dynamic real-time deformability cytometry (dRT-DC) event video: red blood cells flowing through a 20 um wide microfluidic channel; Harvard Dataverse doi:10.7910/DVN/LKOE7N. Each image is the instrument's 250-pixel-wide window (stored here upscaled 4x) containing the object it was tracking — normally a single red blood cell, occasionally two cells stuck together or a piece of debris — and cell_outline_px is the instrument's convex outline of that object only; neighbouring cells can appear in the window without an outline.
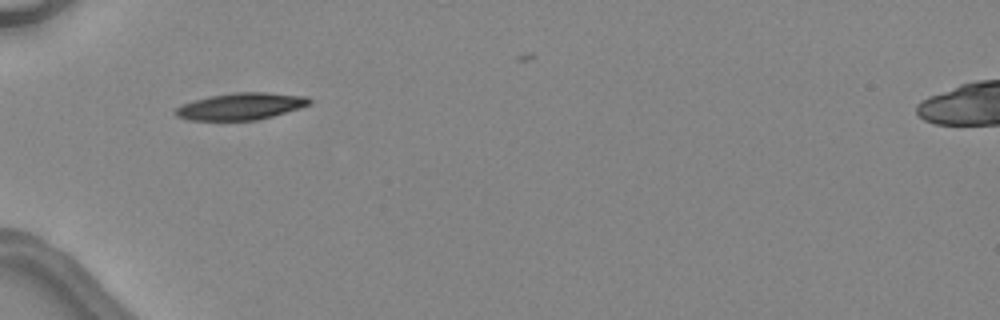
{"species": "common noctule bat (a hibernating species)", "species_latin": "Nyctalus noctula", "temperature_condition": "warm", "stored_images_in_passage": 2, "camera_frame_rate_fps": 3000, "um_per_image_px": 0.085, "animal": {"sex": "female", "body_mass_g": 24.6, "forearm_length_mm": 56.2}, "frame": {"image": 1, "passage_image": 1, "time_ms": 0.0, "image_size_px": [1000, 320], "cell_outline_px": [[312, 100], [308, 104], [272, 116], [256, 120], [188, 120], [176, 116], [172, 112], [176, 108], [184, 104], [196, 100], [212, 96], [236, 92], [268, 92], [308, 96]], "centroid_in_image_um": [20.45, 9.03], "position_along_channel_um": 64.6, "area_um2": 20.63}}